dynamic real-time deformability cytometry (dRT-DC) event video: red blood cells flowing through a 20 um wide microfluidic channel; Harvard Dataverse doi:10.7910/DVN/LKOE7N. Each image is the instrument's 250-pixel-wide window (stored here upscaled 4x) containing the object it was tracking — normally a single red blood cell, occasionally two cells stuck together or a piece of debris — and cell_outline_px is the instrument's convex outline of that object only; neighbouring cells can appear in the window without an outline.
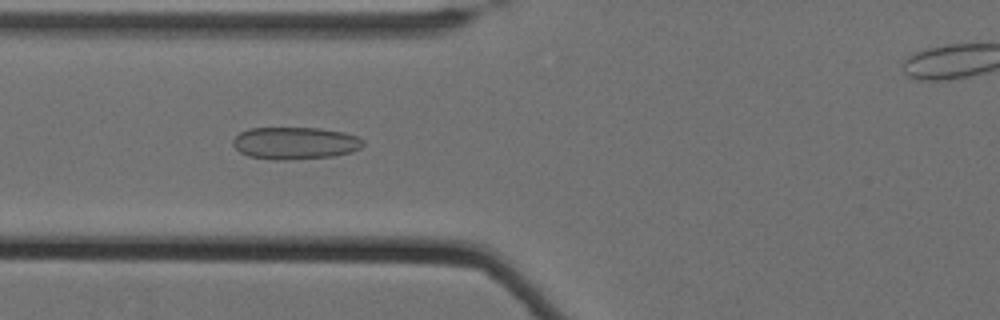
{"species": "Egyptian fruit bat (a non-hibernating species)", "species_latin": "Rousettus aegyptiacus", "temperature_condition": "cold", "stored_images_in_passage": 35, "camera_frame_rate_fps": 3000, "um_per_image_px": 0.085, "animal": {"sex": "female"}, "frame": {"image": 1, "passage_image": 3, "time_ms": 0.667, "image_size_px": [1000, 320], "cell_outline_px": [[364, 144], [360, 148], [352, 152], [332, 156], [284, 160], [272, 160], [248, 156], [240, 152], [232, 144], [232, 140], [240, 132], [248, 128], [320, 128], [344, 132], [356, 136], [364, 140]], "centroid_in_image_um": [25.07, 12.16], "position_along_channel_um": 100.7, "area_um2": 24.57}}
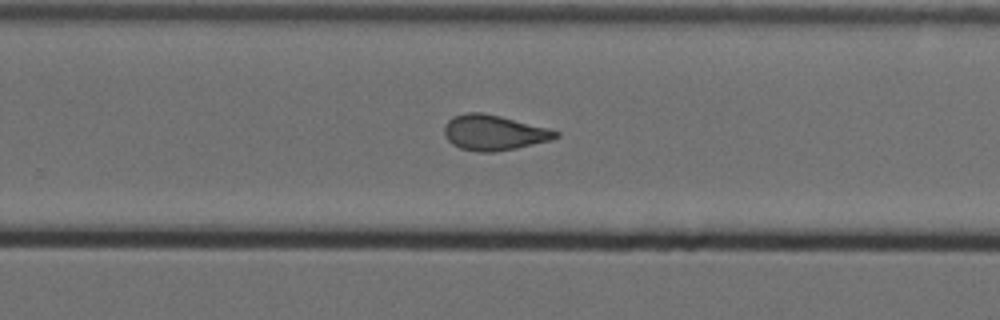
{"frame": {"image": 2, "passage_image": 19, "time_ms": 6.0, "image_size_px": [1000, 320], "cell_outline_px": [[560, 136], [552, 140], [516, 148], [496, 152], [480, 152], [460, 148], [452, 144], [444, 136], [444, 124], [448, 120], [456, 116], [468, 112], [480, 112], [500, 116], [548, 128], [560, 132]], "centroid_in_image_um": [41.98, 11.28], "position_along_channel_um": 287.8, "area_um2": 22.89}}
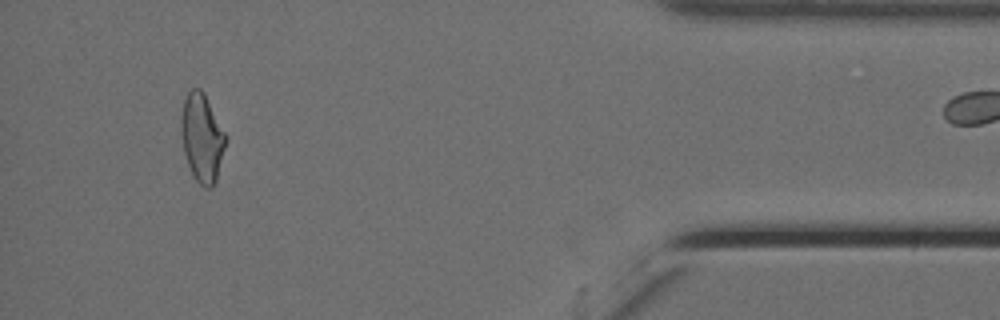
{"frame": {"image": 3, "passage_image": 34, "time_ms": 11.0, "image_size_px": [1000, 320], "cell_outline_px": [[228, 140], [216, 180], [212, 188], [204, 188], [192, 176], [184, 152], [180, 132], [180, 116], [184, 100], [188, 92], [192, 88], [200, 88], [204, 92]], "centroid_in_image_um": [17.16, 11.73], "position_along_channel_um": 418.0, "area_um2": 23.12}}